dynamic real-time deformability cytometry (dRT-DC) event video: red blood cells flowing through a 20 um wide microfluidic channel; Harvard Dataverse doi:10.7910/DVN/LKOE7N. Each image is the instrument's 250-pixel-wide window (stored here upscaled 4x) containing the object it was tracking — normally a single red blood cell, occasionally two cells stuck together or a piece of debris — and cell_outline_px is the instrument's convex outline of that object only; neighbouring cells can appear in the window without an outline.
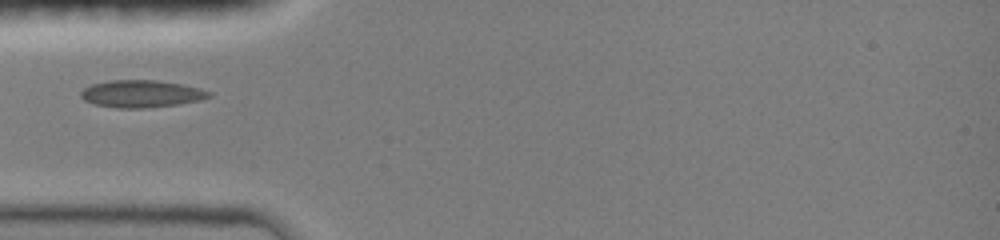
{"species": "common noctule bat (a hibernating species)", "species_latin": "Nyctalus noctula", "temperature_condition": "room temperature", "stored_images_in_passage": 45, "camera_frame_rate_fps": 3000, "um_per_image_px": 0.085, "animal": {"sex": "female", "body_mass_g": 19.0, "forearm_length_mm": 51.5}, "frame": {"image": 1, "passage_image": 1, "time_ms": 0.0, "image_size_px": [1000, 240], "cell_outline_px": [[212, 96], [200, 100], [176, 104], [144, 108], [116, 108], [96, 104], [84, 100], [80, 96], [80, 92], [84, 88], [92, 84], [108, 80], [156, 80], [180, 84], [200, 88], [212, 92]], "centroid_in_image_um": [12.01, 7.96], "position_along_channel_um": 73.0, "area_um2": 20.29}}
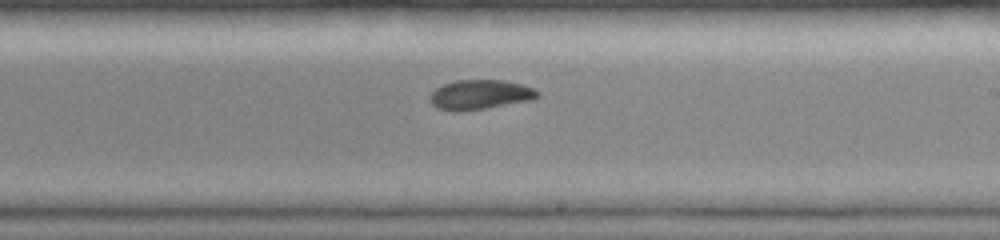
{"frame": {"image": 2, "passage_image": 18, "time_ms": 4.333, "image_size_px": [1000, 240], "cell_outline_px": [[540, 96], [532, 100], [460, 112], [456, 112], [436, 108], [428, 100], [428, 96], [436, 88], [444, 84], [456, 80], [504, 80], [520, 84], [532, 88], [540, 92]], "centroid_in_image_um": [40.77, 8.05], "position_along_channel_um": 248.2, "area_um2": 18.67}}
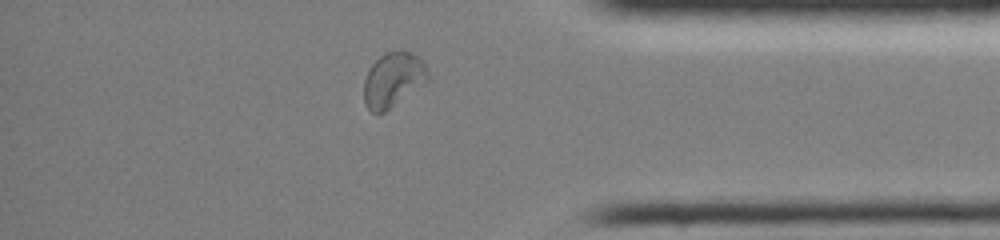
{"frame": {"image": 3, "passage_image": 38, "time_ms": 8.333, "image_size_px": [1000, 240], "cell_outline_px": [[432, 80], [428, 84], [384, 112], [372, 112], [364, 104], [364, 80], [372, 64], [384, 52], [400, 48], [412, 52], [424, 64]], "centroid_in_image_um": [33.47, 6.76], "position_along_channel_um": 401.7, "area_um2": 20.98}}